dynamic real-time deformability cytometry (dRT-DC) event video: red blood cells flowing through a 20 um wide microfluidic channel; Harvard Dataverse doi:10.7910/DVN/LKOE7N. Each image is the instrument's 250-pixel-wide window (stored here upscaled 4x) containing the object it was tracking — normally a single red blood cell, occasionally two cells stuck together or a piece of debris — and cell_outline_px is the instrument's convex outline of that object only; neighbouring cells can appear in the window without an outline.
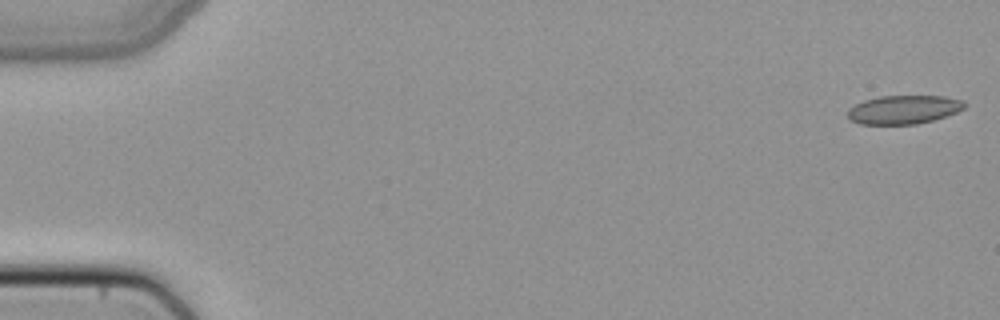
{"species": "common noctule bat (a hibernating species)", "species_latin": "Nyctalus noctula", "temperature_condition": "cold", "stored_images_in_passage": 50, "camera_frame_rate_fps": 3000, "um_per_image_px": 0.085, "animal": {"sex": "female", "body_mass_g": 22.7, "forearm_length_mm": 54.2}, "frame": {"image": 1, "passage_image": 1, "time_ms": 0.0, "image_size_px": [1000, 320], "cell_outline_px": [[968, 104], [964, 108], [956, 112], [932, 120], [916, 124], [860, 124], [852, 120], [848, 116], [848, 108], [864, 100], [880, 96], [944, 96], [964, 100]], "centroid_in_image_um": [76.83, 9.3], "position_along_channel_um": 8.2, "area_um2": 19.42}}
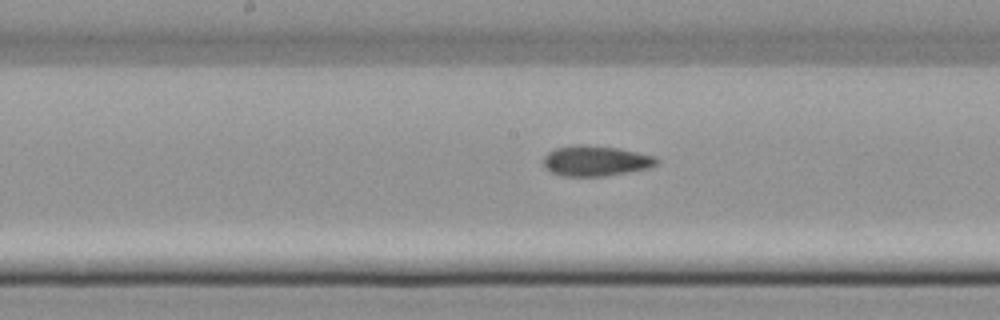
{"frame": {"image": 2, "passage_image": 26, "time_ms": 8.333, "image_size_px": [1000, 320], "cell_outline_px": [[660, 160], [652, 168], [604, 176], [560, 176], [552, 172], [544, 164], [544, 156], [548, 152], [556, 148], [576, 144], [584, 144], [620, 148], [656, 156]], "centroid_in_image_um": [50.68, 13.66], "position_along_channel_um": 197.5, "area_um2": 20.23}}
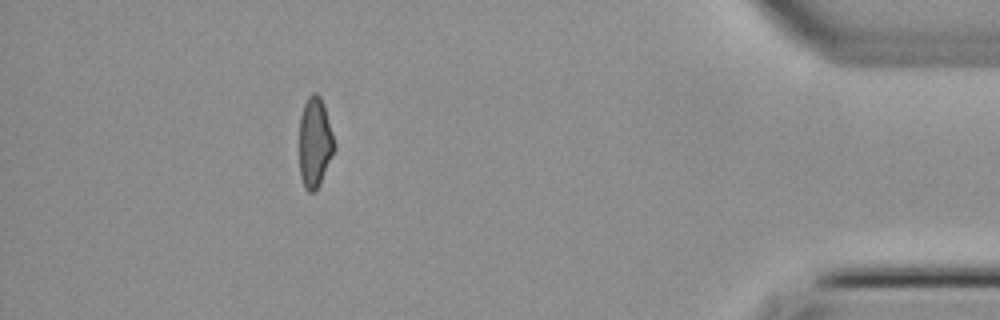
{"frame": {"image": 3, "passage_image": 45, "time_ms": 14.667, "image_size_px": [1000, 320], "cell_outline_px": [[336, 148], [320, 184], [316, 192], [308, 192], [304, 188], [300, 176], [300, 116], [304, 104], [308, 96], [312, 92], [316, 92], [320, 96], [324, 104], [336, 144]], "centroid_in_image_um": [26.77, 12.12], "position_along_channel_um": 408.4, "area_um2": 18.67}}